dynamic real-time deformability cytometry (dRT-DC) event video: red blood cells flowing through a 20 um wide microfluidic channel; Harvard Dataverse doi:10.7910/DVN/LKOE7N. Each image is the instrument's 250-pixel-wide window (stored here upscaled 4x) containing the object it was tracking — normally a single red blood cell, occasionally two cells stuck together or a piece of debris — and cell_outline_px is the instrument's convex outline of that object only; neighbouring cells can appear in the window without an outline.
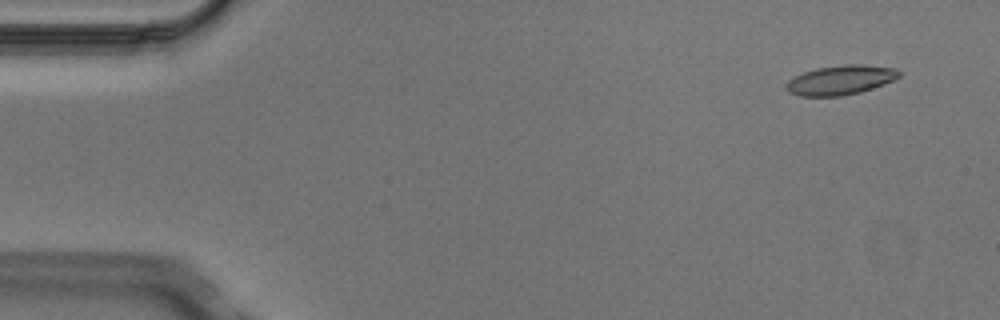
{"species": "Egyptian fruit bat (a non-hibernating species)", "species_latin": "Rousettus aegyptiacus", "temperature_condition": "cold", "stored_images_in_passage": 6, "segment_of_instrument_passage": [1, 2], "camera_frame_rate_fps": 3000, "um_per_image_px": 0.085, "animal": {"sex": "male"}, "frame": {"image": 1, "passage_image": 2, "time_ms": 0.333, "image_size_px": [1000, 320], "cell_outline_px": [[900, 76], [884, 84], [860, 92], [840, 96], [800, 96], [788, 92], [788, 80], [804, 72], [816, 68], [844, 64], [864, 64], [896, 68], [900, 72]], "centroid_in_image_um": [71.47, 6.79], "position_along_channel_um": 13.5, "area_um2": 19.25}}
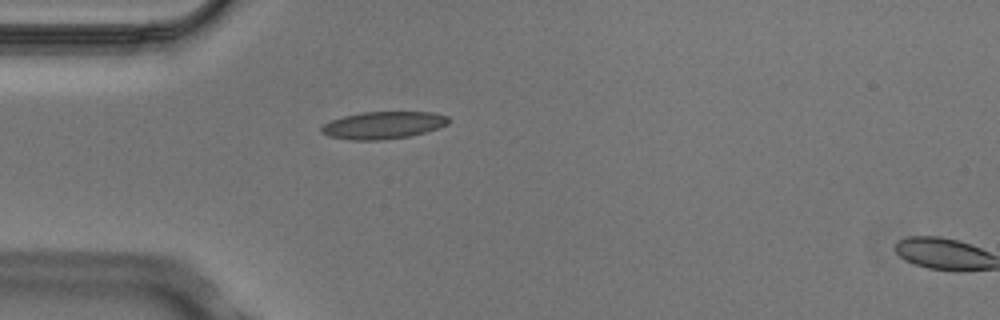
{"frame": {"image": 2, "passage_image": 5, "time_ms": 1.333, "image_size_px": [1000, 320], "cell_outline_px": [[452, 120], [448, 124], [440, 128], [412, 136], [384, 140], [352, 140], [328, 136], [320, 132], [320, 128], [324, 124], [332, 120], [344, 116], [364, 112], [432, 112], [448, 116]], "centroid_in_image_um": [32.62, 10.65], "position_along_channel_um": 52.4, "area_um2": 20.46}}